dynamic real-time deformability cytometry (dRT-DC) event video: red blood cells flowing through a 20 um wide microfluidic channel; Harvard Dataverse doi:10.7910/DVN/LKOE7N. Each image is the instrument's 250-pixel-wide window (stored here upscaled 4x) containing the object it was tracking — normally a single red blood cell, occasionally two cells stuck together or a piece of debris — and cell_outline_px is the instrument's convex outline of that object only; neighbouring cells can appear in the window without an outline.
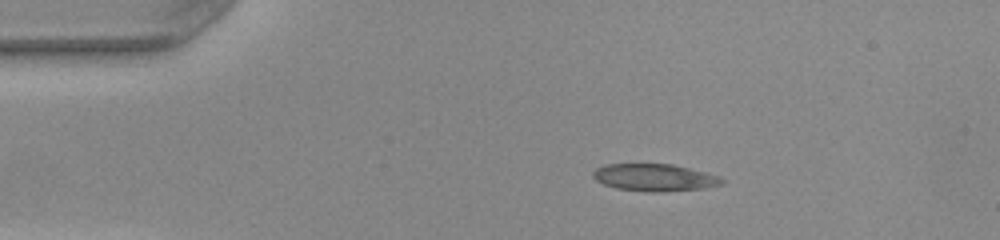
{"species": "common noctule bat (a hibernating species)", "species_latin": "Nyctalus noctula", "temperature_condition": "warm", "stored_images_in_passage": 42, "camera_frame_rate_fps": 3000, "um_per_image_px": 0.085, "animal": {"sex": "female", "body_mass_g": 22.0, "forearm_length_mm": 56.7}, "frame": {"image": 1, "passage_image": 1, "time_ms": 0.0, "image_size_px": [1000, 240], "cell_outline_px": [[724, 184], [704, 188], [660, 192], [648, 192], [616, 188], [604, 184], [596, 180], [592, 176], [592, 172], [596, 168], [604, 164], [672, 164], [720, 176], [724, 180]], "centroid_in_image_um": [55.62, 15.09], "position_along_channel_um": 29.4, "area_um2": 20.46}}
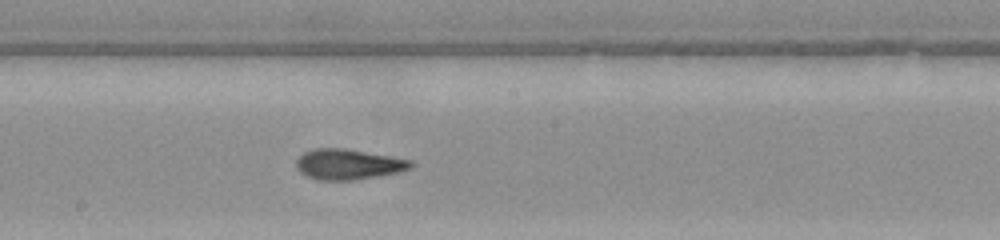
{"frame": {"image": 2, "passage_image": 19, "time_ms": 6.0, "image_size_px": [1000, 240], "cell_outline_px": [[416, 164], [412, 168], [400, 172], [352, 180], [320, 180], [308, 176], [300, 172], [296, 168], [296, 160], [304, 152], [312, 148], [344, 148], [392, 156], [412, 160]], "centroid_in_image_um": [29.64, 13.95], "position_along_channel_um": 218.6, "area_um2": 20.46}}
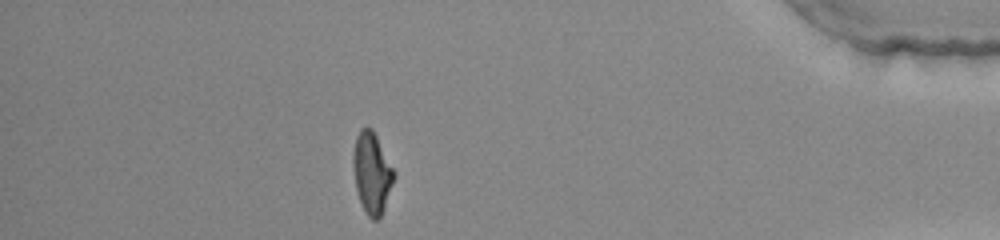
{"frame": {"image": 3, "passage_image": 36, "time_ms": 11.667, "image_size_px": [1000, 240], "cell_outline_px": [[396, 176], [380, 220], [372, 220], [364, 212], [360, 204], [356, 188], [352, 160], [352, 156], [356, 136], [360, 128], [372, 128], [396, 172]], "centroid_in_image_um": [31.62, 14.73], "position_along_channel_um": 403.6, "area_um2": 19.65}, "authors_computed_cell_mechanics": {"area_um2": 19.7387, "velocity_mm_per_s": 4.0779, "shape_relaxation_time_tau1_ms": 5.0185, "shape_relaxation_time_tau2_ms": 1.9504, "deformation_change_tau1": 0.2122, "deformation_change_tau2": 0.1087}}